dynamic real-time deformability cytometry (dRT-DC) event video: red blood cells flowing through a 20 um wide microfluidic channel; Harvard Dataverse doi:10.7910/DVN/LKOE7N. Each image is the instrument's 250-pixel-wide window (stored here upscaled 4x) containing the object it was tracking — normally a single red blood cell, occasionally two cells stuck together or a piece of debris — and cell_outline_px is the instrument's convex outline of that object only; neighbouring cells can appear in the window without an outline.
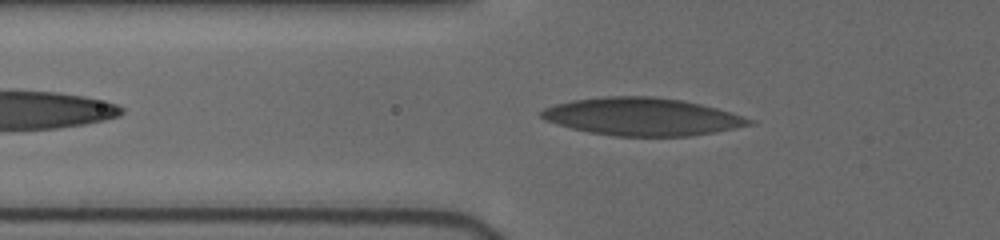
{"species": "human", "species_latin": "Homo sapiens", "temperature_condition": "cold", "stored_images_in_passage": 31, "camera_frame_rate_fps": 3000, "um_per_image_px": 0.085, "donor": {"sex": "female"}, "frame": {"image": 1, "passage_image": 6, "time_ms": 1.667, "image_size_px": [1000, 240], "cell_outline_px": [[756, 124], [712, 132], [688, 136], [616, 136], [588, 132], [572, 128], [544, 120], [540, 116], [540, 112], [544, 108], [556, 104], [572, 100], [604, 96], [652, 96], [684, 100], [732, 112], [756, 120]], "centroid_in_image_um": [54.6, 9.91], "position_along_channel_um": 71.2, "area_um2": 45.66}}
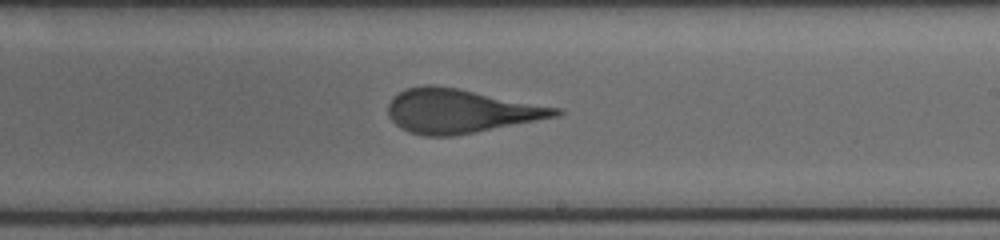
{"frame": {"image": 2, "passage_image": 19, "time_ms": 6.333, "image_size_px": [1000, 240], "cell_outline_px": [[564, 112], [560, 116], [476, 132], [452, 136], [428, 136], [412, 132], [400, 128], [388, 116], [388, 104], [392, 96], [408, 88], [428, 84], [456, 88], [560, 108]], "centroid_in_image_um": [39.13, 9.44], "position_along_channel_um": 249.9, "area_um2": 42.54}}
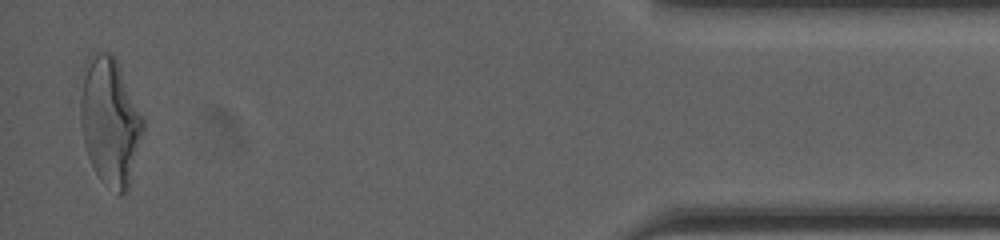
{"frame": {"image": 3, "passage_image": 31, "time_ms": 12.333, "image_size_px": [1000, 240], "cell_outline_px": [[144, 128], [128, 188], [120, 196], [116, 196], [100, 180], [88, 156], [84, 144], [80, 124], [80, 96], [84, 60], [88, 56], [96, 52], [112, 52], [144, 116]], "centroid_in_image_um": [9.33, 10.3], "position_along_channel_um": 425.9, "area_um2": 47.05}, "authors_computed_cell_mechanics": {"area_um2": 42.6564, "velocity_mm_per_s": 3.9265, "shape_relaxation_time_tau1_ms": 4.7793, "shape_relaxation_time_tau2_ms": 0.8011, "deformation_change_tau1": 0.1919, "deformation_change_tau2": 0.0937}}